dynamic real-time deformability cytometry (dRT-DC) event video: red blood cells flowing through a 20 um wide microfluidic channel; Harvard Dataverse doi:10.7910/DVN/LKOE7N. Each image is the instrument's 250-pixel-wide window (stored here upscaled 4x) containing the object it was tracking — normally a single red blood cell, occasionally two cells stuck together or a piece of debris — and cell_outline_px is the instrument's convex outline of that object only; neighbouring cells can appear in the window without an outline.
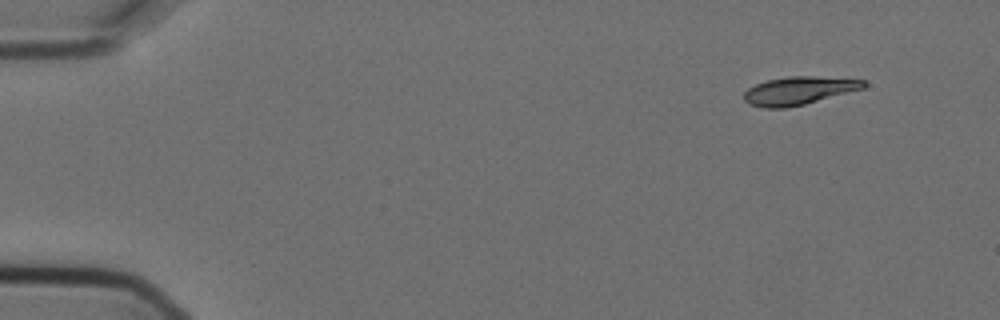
{"species": "Egyptian fruit bat (a non-hibernating species)", "species_latin": "Rousettus aegyptiacus", "temperature_condition": "cold", "stored_images_in_passage": 5, "camera_frame_rate_fps": 3000, "um_per_image_px": 0.085, "animal": {"sex": "female"}, "frame": {"image": 1, "passage_image": 1, "time_ms": 0.0, "image_size_px": [1000, 320], "cell_outline_px": [[868, 84], [864, 88], [804, 104], [784, 108], [764, 108], [748, 104], [744, 100], [744, 92], [748, 88], [756, 84], [768, 80], [788, 76], [816, 76], [864, 80]], "centroid_in_image_um": [67.88, 7.7], "position_along_channel_um": 17.1, "area_um2": 19.48}}
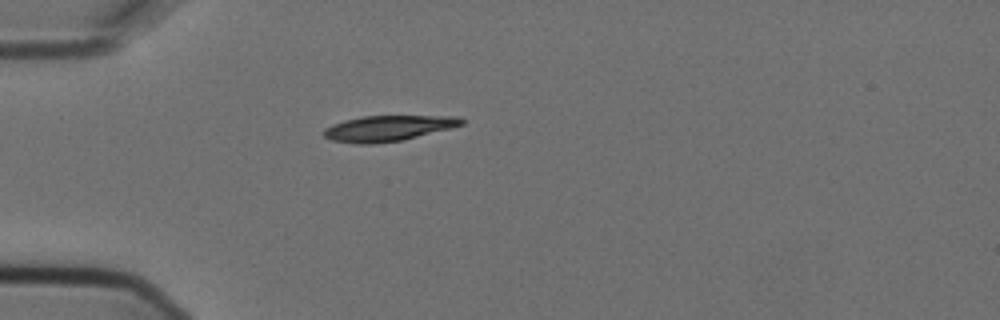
{"frame": {"image": 2, "passage_image": 4, "time_ms": 1.0, "image_size_px": [1000, 320], "cell_outline_px": [[464, 124], [400, 140], [372, 144], [360, 144], [332, 140], [324, 136], [324, 128], [332, 124], [344, 120], [364, 116], [460, 116], [464, 120]], "centroid_in_image_um": [32.95, 10.89], "position_along_channel_um": 52.1, "area_um2": 20.17}}